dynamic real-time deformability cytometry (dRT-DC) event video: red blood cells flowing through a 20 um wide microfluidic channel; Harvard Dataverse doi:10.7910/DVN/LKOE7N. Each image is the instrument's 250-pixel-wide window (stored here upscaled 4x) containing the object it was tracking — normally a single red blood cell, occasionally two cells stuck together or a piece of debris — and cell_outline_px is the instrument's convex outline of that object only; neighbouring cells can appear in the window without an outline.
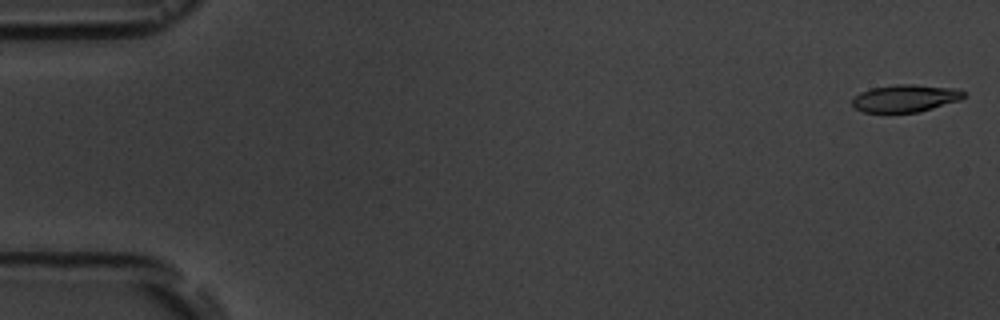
{"species": "common noctule bat (a hibernating species)", "species_latin": "Nyctalus noctula", "temperature_condition": "room temperature", "stored_images_in_passage": 6, "camera_frame_rate_fps": 3000, "um_per_image_px": 0.085, "animal": {"sex": "male", "body_mass_g": 19.5, "forearm_length_mm": 54.6}, "frame": {"image": 1, "passage_image": 1, "time_ms": 0.0, "image_size_px": [1000, 320], "cell_outline_px": [[964, 96], [960, 100], [932, 108], [916, 112], [864, 112], [852, 108], [852, 100], [860, 92], [872, 88], [896, 84], [916, 84], [960, 88], [964, 92]], "centroid_in_image_um": [76.95, 8.34], "position_along_channel_um": 8.0, "area_um2": 17.86}}
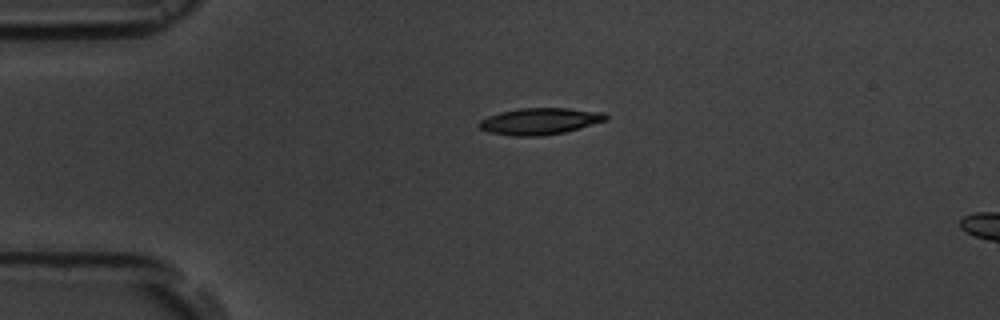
{"frame": {"image": 2, "passage_image": 4, "time_ms": 4.0, "image_size_px": [1000, 320], "cell_outline_px": [[608, 120], [564, 132], [544, 136], [512, 136], [488, 132], [480, 128], [476, 124], [480, 120], [488, 116], [500, 112], [520, 108], [568, 108], [604, 112], [608, 116]], "centroid_in_image_um": [45.87, 10.3], "position_along_channel_um": 39.1, "area_um2": 19.77}}
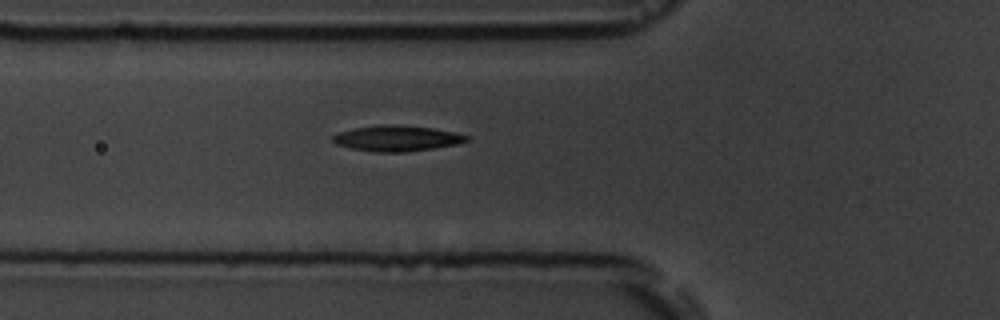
{"frame": {"image": 3, "passage_image": 6, "time_ms": 6.333, "image_size_px": [1000, 320], "cell_outline_px": [[472, 136], [468, 140], [456, 144], [432, 148], [404, 152], [376, 152], [352, 148], [336, 144], [332, 140], [332, 136], [340, 132], [352, 128], [384, 124], [392, 124], [432, 128], [456, 132]], "centroid_in_image_um": [33.75, 11.75], "position_along_channel_um": 92.1, "area_um2": 19.94}}